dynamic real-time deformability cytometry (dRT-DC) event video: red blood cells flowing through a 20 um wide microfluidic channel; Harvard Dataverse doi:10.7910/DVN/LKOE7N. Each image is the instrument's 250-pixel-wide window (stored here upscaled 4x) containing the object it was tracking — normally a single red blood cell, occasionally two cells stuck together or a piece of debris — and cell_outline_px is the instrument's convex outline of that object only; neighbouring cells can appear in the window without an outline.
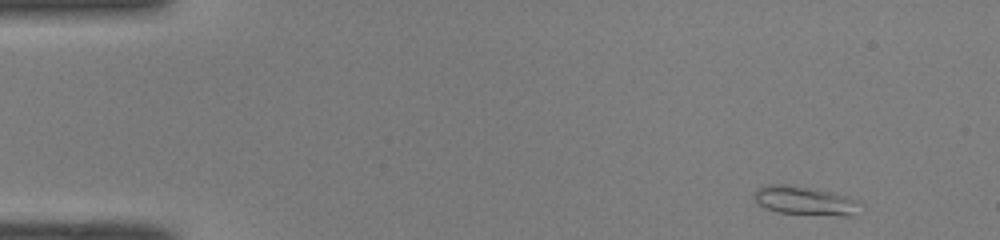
{"species": "common noctule bat (a hibernating species)", "species_latin": "Nyctalus noctula", "temperature_condition": "room temperature", "stored_images_in_passage": 47, "camera_frame_rate_fps": 3000, "um_per_image_px": 0.085, "animal": {"sex": "male", "body_mass_g": 19.0, "forearm_length_mm": 50.8}, "frame": {"image": 1, "passage_image": 1, "time_ms": 0.0, "image_size_px": [1000, 240], "cell_outline_px": [[860, 200], [852, 216], [844, 216], [776, 212], [764, 208], [756, 200], [756, 188], [768, 184], [784, 184], [828, 192]], "centroid_in_image_um": [68.37, 17.07], "position_along_channel_um": 16.6, "area_um2": 17.17}}
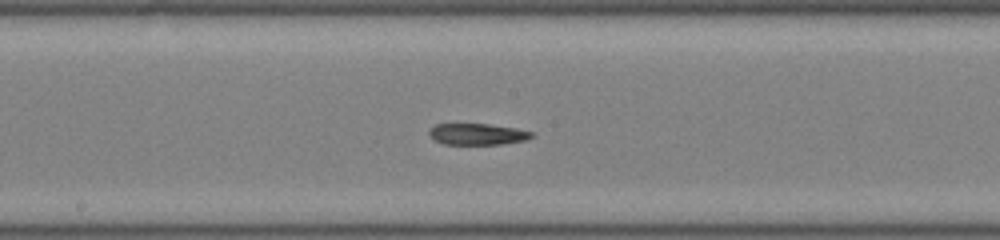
{"frame": {"image": 2, "passage_image": 23, "time_ms": 7.333, "image_size_px": [1000, 240], "cell_outline_px": [[532, 136], [528, 140], [500, 144], [444, 144], [436, 140], [428, 132], [428, 128], [436, 124], [488, 124], [516, 128], [532, 132]], "centroid_in_image_um": [40.58, 11.4], "position_along_channel_um": 207.6, "area_um2": 12.66}}
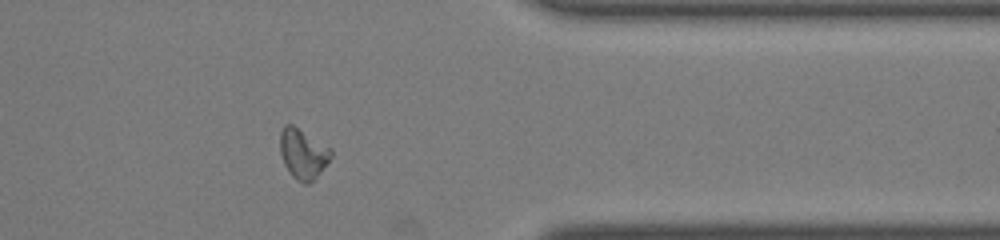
{"frame": {"image": 3, "passage_image": 37, "time_ms": 12.0, "image_size_px": [1000, 240], "cell_outline_px": [[332, 156], [320, 172], [308, 184], [304, 184], [296, 180], [292, 176], [284, 164], [280, 152], [280, 132], [284, 124], [292, 124], [332, 148]], "centroid_in_image_um": [25.75, 13.05], "position_along_channel_um": 385.7, "area_um2": 14.85}}